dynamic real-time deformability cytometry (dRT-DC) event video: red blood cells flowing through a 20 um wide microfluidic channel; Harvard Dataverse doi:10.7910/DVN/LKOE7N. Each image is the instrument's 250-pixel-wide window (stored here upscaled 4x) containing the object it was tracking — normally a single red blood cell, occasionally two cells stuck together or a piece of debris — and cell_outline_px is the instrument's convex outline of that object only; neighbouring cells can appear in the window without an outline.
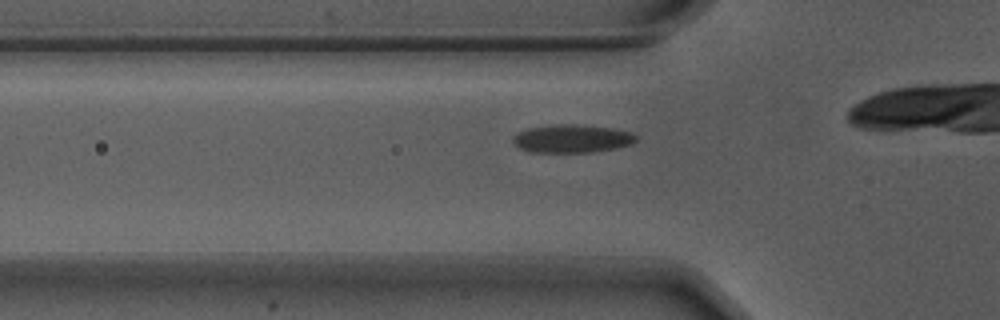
{"species": "Egyptian fruit bat (a non-hibernating species)", "species_latin": "Rousettus aegyptiacus", "temperature_condition": "warm", "stored_images_in_passage": 31, "camera_frame_rate_fps": 3000, "um_per_image_px": 0.085, "animal": {"sex": "male"}, "frame": {"image": 1, "passage_image": 5, "time_ms": 1.333, "image_size_px": [1000, 320], "cell_outline_px": [[636, 140], [632, 144], [616, 148], [592, 152], [528, 152], [520, 148], [512, 140], [512, 136], [516, 132], [528, 128], [560, 124], [572, 124], [612, 128], [632, 132], [636, 136]], "centroid_in_image_um": [48.6, 11.78], "position_along_channel_um": 77.2, "area_um2": 20.17}}
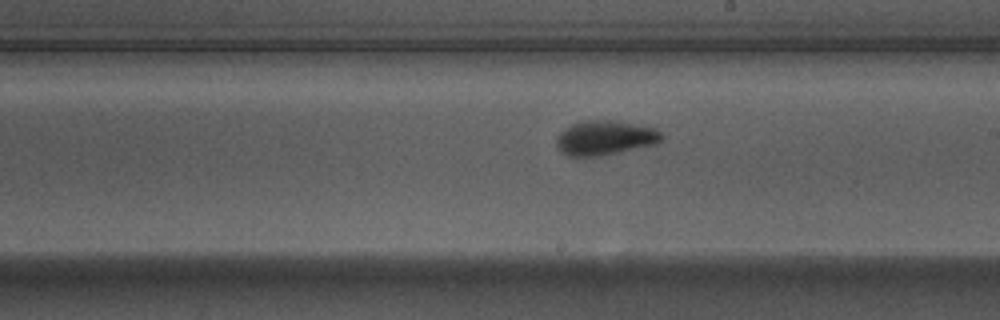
{"frame": {"image": 2, "passage_image": 18, "time_ms": 5.667, "image_size_px": [1000, 320], "cell_outline_px": [[664, 136], [656, 144], [600, 156], [568, 156], [560, 152], [556, 148], [556, 136], [560, 132], [572, 124], [580, 120], [616, 120], [656, 128]], "centroid_in_image_um": [51.39, 11.71], "position_along_channel_um": 237.6, "area_um2": 21.39}}
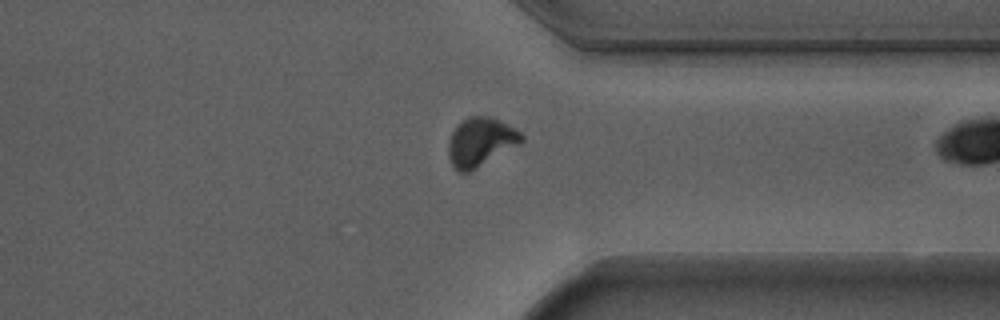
{"frame": {"image": 3, "passage_image": 29, "time_ms": 9.333, "image_size_px": [1000, 320], "cell_outline_px": [[524, 140], [520, 144], [476, 168], [468, 172], [456, 172], [448, 156], [448, 140], [456, 124], [460, 120], [468, 116], [492, 116], [508, 124], [520, 132], [524, 136]], "centroid_in_image_um": [40.83, 12.04], "position_along_channel_um": 370.6, "area_um2": 20.98}}